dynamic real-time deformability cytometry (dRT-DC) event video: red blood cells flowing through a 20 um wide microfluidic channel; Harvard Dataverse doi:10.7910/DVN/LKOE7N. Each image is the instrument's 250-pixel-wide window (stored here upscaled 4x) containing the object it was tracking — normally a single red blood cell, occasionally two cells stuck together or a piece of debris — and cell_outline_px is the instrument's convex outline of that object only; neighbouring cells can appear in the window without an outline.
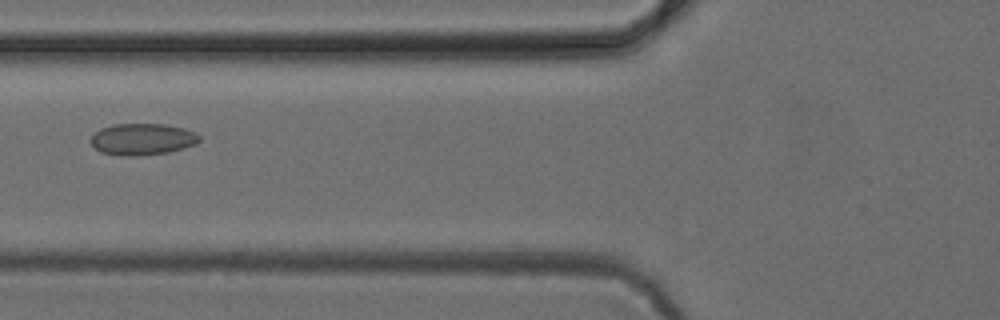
{"species": "common noctule bat (a hibernating species)", "species_latin": "Nyctalus noctula", "temperature_condition": "cold", "stored_images_in_passage": 4, "camera_frame_rate_fps": 3000, "um_per_image_px": 0.085, "animal": {"sex": "female", "body_mass_g": 24.6, "forearm_length_mm": 56.2}, "frame": {"image": 1, "passage_image": 3, "time_ms": 2.333, "image_size_px": [1000, 320], "cell_outline_px": [[200, 140], [196, 144], [184, 148], [168, 152], [136, 156], [120, 156], [100, 152], [88, 140], [100, 128], [112, 124], [164, 124], [184, 128], [196, 132], [200, 136]], "centroid_in_image_um": [12.1, 11.83], "position_along_channel_um": 113.7, "area_um2": 20.17}}
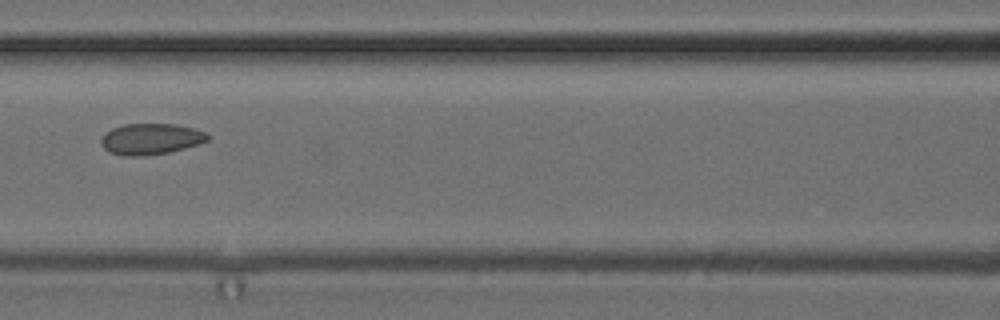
{"frame": {"image": 2, "passage_image": 4, "time_ms": 3.333, "image_size_px": [1000, 320], "cell_outline_px": [[208, 140], [184, 148], [168, 152], [144, 156], [120, 156], [108, 152], [100, 144], [100, 140], [104, 132], [112, 128], [124, 124], [176, 124], [196, 128], [204, 132], [208, 136]], "centroid_in_image_um": [12.75, 11.81], "position_along_channel_um": 153.9, "area_um2": 19.42}}